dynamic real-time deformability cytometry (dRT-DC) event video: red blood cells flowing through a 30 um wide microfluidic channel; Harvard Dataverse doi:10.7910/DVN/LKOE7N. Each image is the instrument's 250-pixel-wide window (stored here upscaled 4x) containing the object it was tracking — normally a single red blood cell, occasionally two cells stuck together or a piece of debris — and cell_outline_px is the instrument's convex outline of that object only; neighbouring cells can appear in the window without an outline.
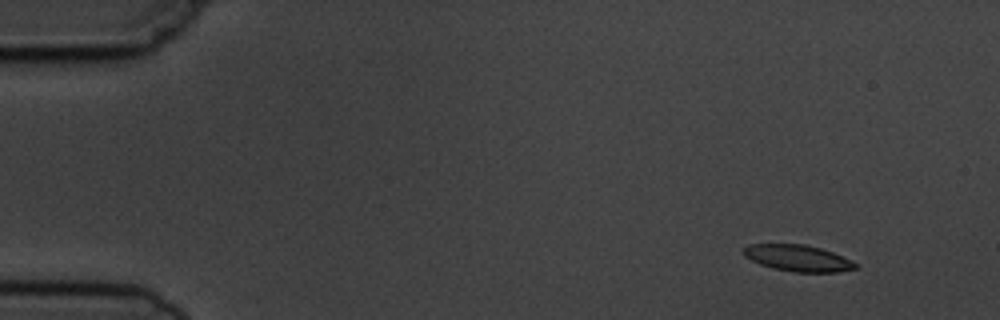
{"species": "common noctule bat (a hibernating species)", "species_latin": "Nyctalus noctula", "temperature_condition": "cold", "stored_images_in_passage": 4, "camera_frame_rate_fps": 3000, "um_per_image_px": 0.085, "animal": {"sex": "male", "body_mass_g": 19.5, "forearm_length_mm": 54.6}, "frame": {"image": 1, "passage_image": 1, "time_ms": 0.0, "image_size_px": [1000, 320], "cell_outline_px": [[856, 268], [836, 272], [796, 272], [772, 268], [760, 264], [744, 256], [744, 248], [748, 244], [804, 244], [820, 248], [832, 252], [852, 260], [856, 264]], "centroid_in_image_um": [67.81, 21.93], "position_along_channel_um": 17.2, "area_um2": 17.05}}
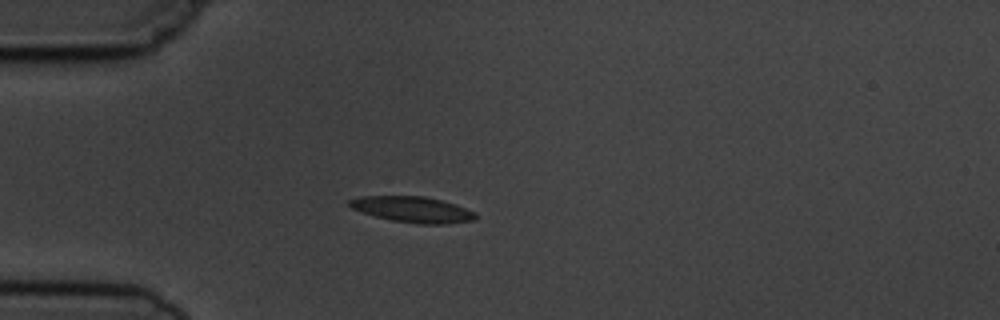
{"frame": {"image": 2, "passage_image": 4, "time_ms": 3.333, "image_size_px": [1000, 320], "cell_outline_px": [[476, 220], [448, 224], [416, 224], [392, 220], [376, 216], [352, 208], [348, 204], [348, 200], [360, 196], [424, 196], [456, 204], [476, 212]], "centroid_in_image_um": [35.11, 17.81], "position_along_channel_um": 49.9, "area_um2": 19.02}}